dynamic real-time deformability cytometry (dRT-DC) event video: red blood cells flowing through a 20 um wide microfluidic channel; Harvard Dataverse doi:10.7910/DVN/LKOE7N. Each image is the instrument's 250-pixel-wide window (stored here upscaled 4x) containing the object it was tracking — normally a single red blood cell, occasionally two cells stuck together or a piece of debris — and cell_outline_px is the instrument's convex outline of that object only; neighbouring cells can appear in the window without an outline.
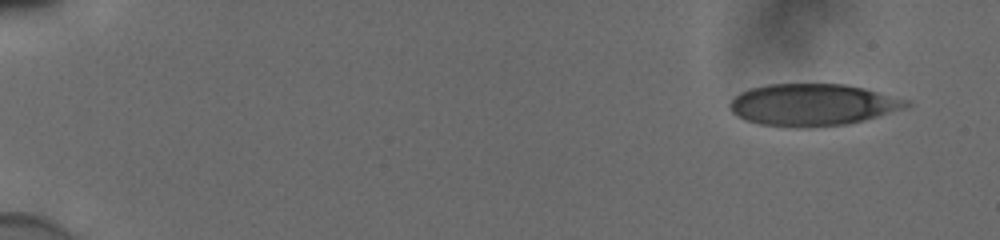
{"species": "human", "species_latin": "Homo sapiens", "temperature_condition": "cold", "stored_images_in_passage": 51, "camera_frame_rate_fps": 3000, "um_per_image_px": 0.085, "donor": {"sex": "male"}, "frame": {"image": 1, "passage_image": 1, "time_ms": 0.0, "image_size_px": [1000, 240], "cell_outline_px": [[912, 104], [876, 116], [844, 124], [812, 128], [792, 128], [760, 124], [748, 120], [732, 112], [732, 100], [740, 92], [752, 88], [768, 84], [844, 84], [908, 100]], "centroid_in_image_um": [69.02, 8.91], "position_along_channel_um": 16.0, "area_um2": 42.19}}
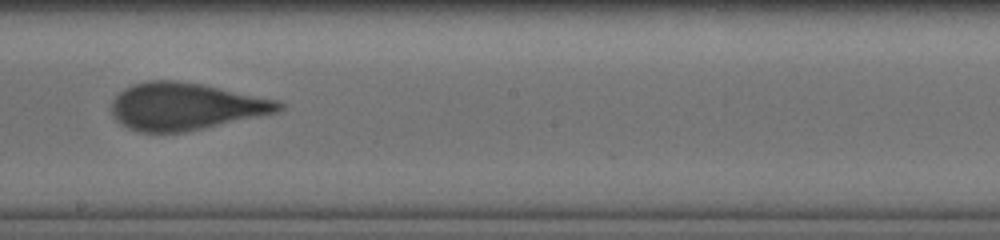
{"frame": {"image": 2, "passage_image": 30, "time_ms": 9.667, "image_size_px": [1000, 240], "cell_outline_px": [[284, 108], [276, 112], [204, 128], [184, 132], [140, 132], [128, 128], [120, 124], [112, 116], [112, 100], [124, 88], [132, 84], [148, 80], [176, 80], [200, 84], [276, 100], [284, 104]], "centroid_in_image_um": [15.7, 9.04], "position_along_channel_um": 232.5, "area_um2": 45.6}}
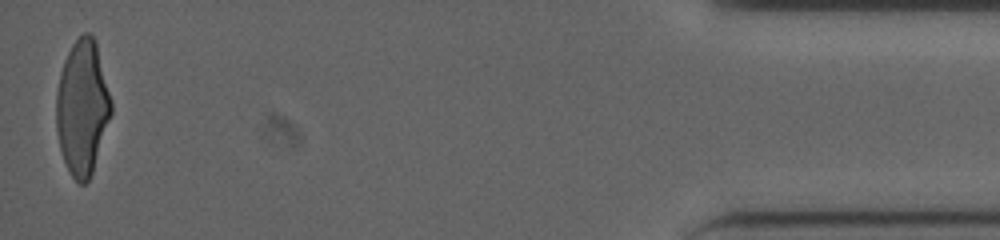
{"frame": {"image": 3, "passage_image": 51, "time_ms": 16.667, "image_size_px": [1000, 240], "cell_outline_px": [[112, 112], [92, 172], [88, 180], [84, 184], [80, 184], [72, 176], [64, 160], [60, 148], [56, 128], [56, 92], [60, 72], [64, 60], [72, 44], [84, 32], [88, 32], [92, 36], [96, 44], [112, 100]], "centroid_in_image_um": [6.99, 9.13], "position_along_channel_um": 428.2, "area_um2": 42.77}, "authors_computed_cell_mechanics": {"area_um2": 44.9684, "velocity_mm_per_s": 3.8729, "shape_relaxation_time_tau1_ms": 5.5484, "shape_relaxation_time_tau2_ms": 0.8531, "deformation_change_tau1": 0.1873, "deformation_change_tau2": 0.078}}